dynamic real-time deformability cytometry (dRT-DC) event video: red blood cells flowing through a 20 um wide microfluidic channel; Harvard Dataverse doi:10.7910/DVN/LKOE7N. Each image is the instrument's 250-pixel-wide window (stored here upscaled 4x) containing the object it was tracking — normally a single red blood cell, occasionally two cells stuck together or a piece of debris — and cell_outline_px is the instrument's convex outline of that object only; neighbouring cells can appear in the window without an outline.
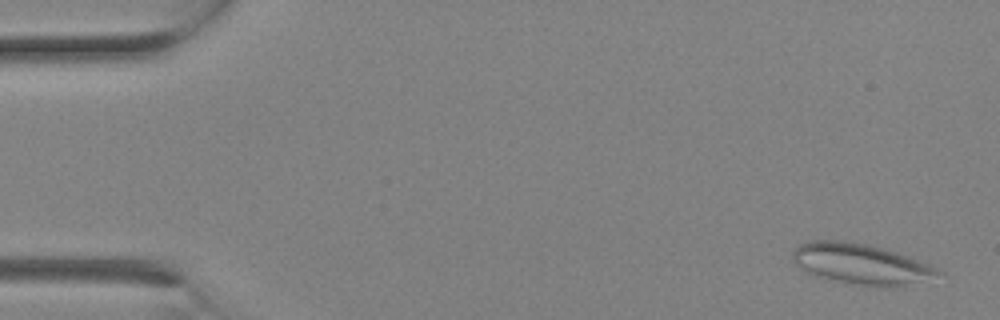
{"species": "Egyptian fruit bat (a non-hibernating species)", "species_latin": "Rousettus aegyptiacus", "temperature_condition": "room temperature", "stored_images_in_passage": 7, "camera_frame_rate_fps": 3000, "um_per_image_px": 0.085, "animal": {"sex": "female"}, "frame": {"image": 1, "passage_image": 1, "time_ms": 0.0, "image_size_px": [1000, 320], "cell_outline_px": [[948, 276], [884, 288], [876, 288], [816, 276], [800, 268], [792, 260], [792, 252], [800, 244], [808, 240], [844, 240], [868, 244], [896, 252], [908, 256], [940, 268]], "centroid_in_image_um": [73.25, 22.44], "position_along_channel_um": 11.7, "area_um2": 34.8}}